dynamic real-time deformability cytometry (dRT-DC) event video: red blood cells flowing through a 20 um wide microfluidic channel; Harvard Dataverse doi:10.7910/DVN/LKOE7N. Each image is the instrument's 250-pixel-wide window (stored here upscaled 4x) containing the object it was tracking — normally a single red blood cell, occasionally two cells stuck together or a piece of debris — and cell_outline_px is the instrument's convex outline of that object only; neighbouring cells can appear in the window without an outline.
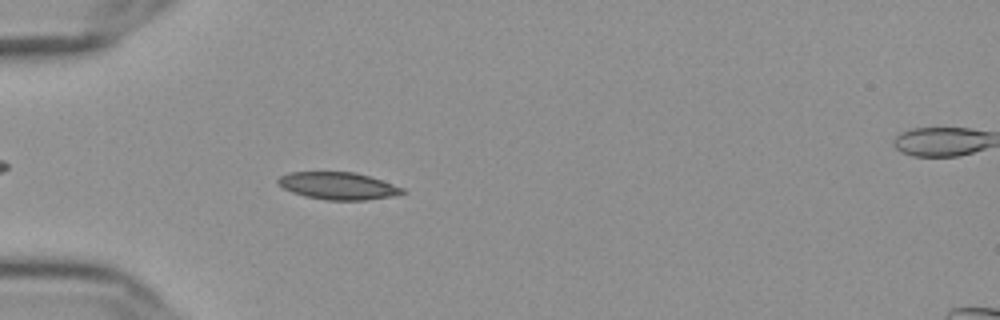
{"species": "Egyptian fruit bat (a non-hibernating species)", "species_latin": "Rousettus aegyptiacus", "temperature_condition": "cold", "stored_images_in_passage": 40, "camera_frame_rate_fps": 3000, "um_per_image_px": 0.085, "frame": {"image": 1, "passage_image": 12, "time_ms": 3.667, "image_size_px": [1000, 320], "cell_outline_px": [[408, 192], [392, 196], [364, 200], [324, 200], [304, 196], [292, 192], [284, 188], [276, 180], [280, 176], [288, 172], [356, 172], [404, 188]], "centroid_in_image_um": [28.73, 15.8], "position_along_channel_um": 56.3, "area_um2": 19.71}}
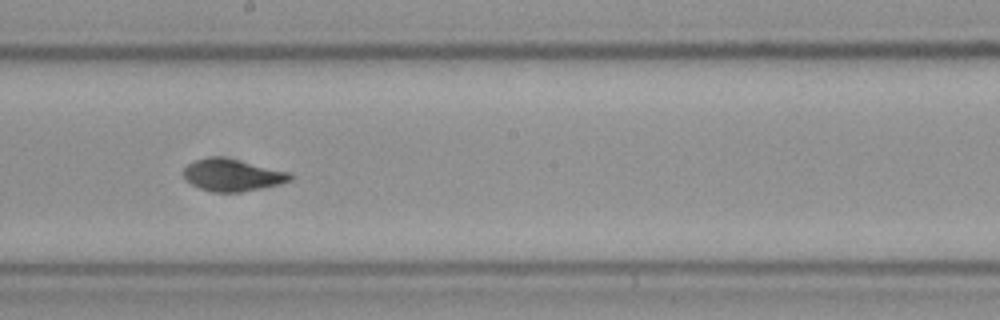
{"frame": {"image": 2, "passage_image": 27, "time_ms": 8.667, "image_size_px": [1000, 320], "cell_outline_px": [[292, 180], [280, 184], [264, 188], [240, 192], [216, 192], [200, 188], [184, 180], [180, 172], [188, 164], [196, 160], [216, 156], [236, 160], [288, 172], [292, 176]], "centroid_in_image_um": [19.7, 14.9], "position_along_channel_um": 228.5, "area_um2": 19.71}}
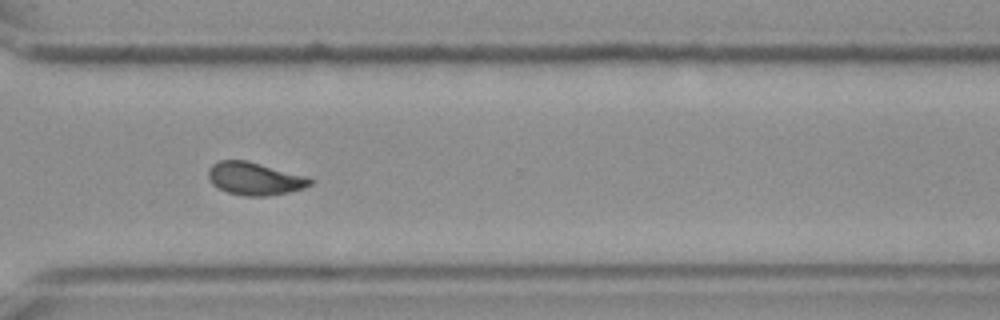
{"frame": {"image": 3, "passage_image": 37, "time_ms": 12.0, "image_size_px": [1000, 320], "cell_outline_px": [[312, 184], [304, 188], [288, 192], [268, 196], [244, 196], [228, 192], [212, 184], [208, 180], [208, 168], [212, 164], [220, 160], [244, 160], [308, 176], [312, 180]], "centroid_in_image_um": [21.64, 15.18], "position_along_channel_um": 349.0, "area_um2": 19.42}, "authors_computed_cell_mechanics": {"area_um2": 19.1607, "velocity_mm_per_s": 3.6165, "shape_relaxation_time_tau1_ms": null, "shape_relaxation_time_tau2_ms": 2.1533, "deformation_change_tau1": null, "deformation_change_tau2": 0.053}}